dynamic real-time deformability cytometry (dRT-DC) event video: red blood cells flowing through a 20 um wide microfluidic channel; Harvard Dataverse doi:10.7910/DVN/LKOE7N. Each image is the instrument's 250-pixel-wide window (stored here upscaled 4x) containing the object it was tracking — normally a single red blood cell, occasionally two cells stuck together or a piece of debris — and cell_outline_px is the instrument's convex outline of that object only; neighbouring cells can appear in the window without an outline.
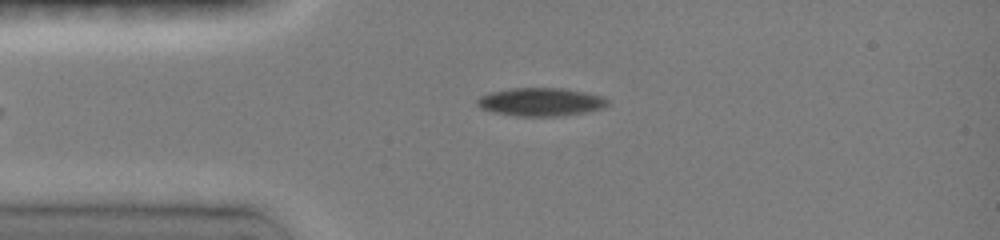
{"species": "common noctule bat (a hibernating species)", "species_latin": "Nyctalus noctula", "temperature_condition": "room temperature", "stored_images_in_passage": 23, "camera_frame_rate_fps": 3000, "um_per_image_px": 0.085, "animal": {"sex": "female", "body_mass_g": 19.0, "forearm_length_mm": 51.5}, "frame": {"image": 1, "passage_image": 5, "time_ms": 1.667, "image_size_px": [1000, 240], "cell_outline_px": [[608, 104], [604, 108], [584, 112], [556, 116], [516, 116], [492, 112], [480, 108], [476, 104], [476, 100], [480, 96], [488, 92], [508, 88], [564, 88], [604, 96], [608, 100]], "centroid_in_image_um": [45.92, 8.65], "position_along_channel_um": 39.1, "area_um2": 21.62}}
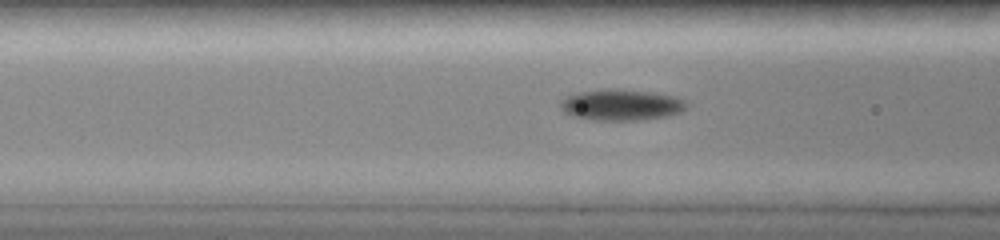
{"frame": {"image": 2, "passage_image": 13, "time_ms": 4.0, "image_size_px": [1000, 240], "cell_outline_px": [[688, 104], [680, 112], [668, 116], [636, 120], [596, 120], [576, 116], [564, 112], [560, 108], [560, 100], [576, 92], [604, 88], [616, 88], [652, 92], [676, 96], [684, 100]], "centroid_in_image_um": [52.8, 8.89], "position_along_channel_um": 113.8, "area_um2": 22.95}}
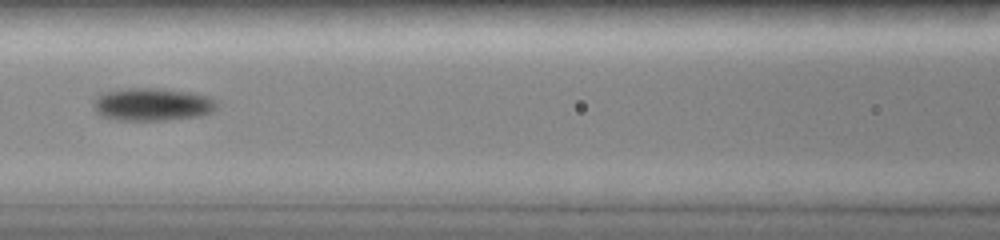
{"frame": {"image": 3, "passage_image": 18, "time_ms": 5.0, "image_size_px": [1000, 240], "cell_outline_px": [[216, 108], [212, 112], [200, 116], [160, 120], [120, 120], [100, 116], [96, 112], [92, 104], [92, 100], [100, 92], [128, 88], [164, 88], [192, 92], [208, 96], [216, 100]], "centroid_in_image_um": [12.91, 8.86], "position_along_channel_um": 153.7, "area_um2": 23.93}}